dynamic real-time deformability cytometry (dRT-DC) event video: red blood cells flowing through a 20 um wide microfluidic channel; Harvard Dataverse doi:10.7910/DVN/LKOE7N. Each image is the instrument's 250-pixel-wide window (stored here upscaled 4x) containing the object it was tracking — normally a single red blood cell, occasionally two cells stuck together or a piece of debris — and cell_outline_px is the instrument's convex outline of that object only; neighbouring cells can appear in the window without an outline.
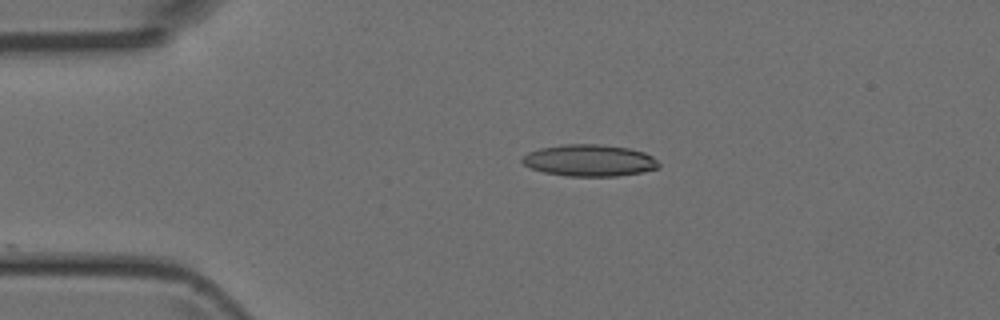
{"species": "Egyptian fruit bat (a non-hibernating species)", "species_latin": "Rousettus aegyptiacus", "temperature_condition": "room temperature", "stored_images_in_passage": 38, "camera_frame_rate_fps": 3000, "um_per_image_px": 0.085, "animal": {"sex": "female"}, "frame": {"image": 1, "passage_image": 1, "time_ms": 0.0, "image_size_px": [1000, 320], "cell_outline_px": [[660, 168], [640, 172], [616, 176], [568, 176], [544, 172], [532, 168], [524, 164], [520, 160], [528, 152], [540, 148], [564, 144], [600, 144], [628, 148], [644, 152], [652, 156], [660, 164]], "centroid_in_image_um": [50.11, 13.63], "position_along_channel_um": 34.9, "area_um2": 25.14}}
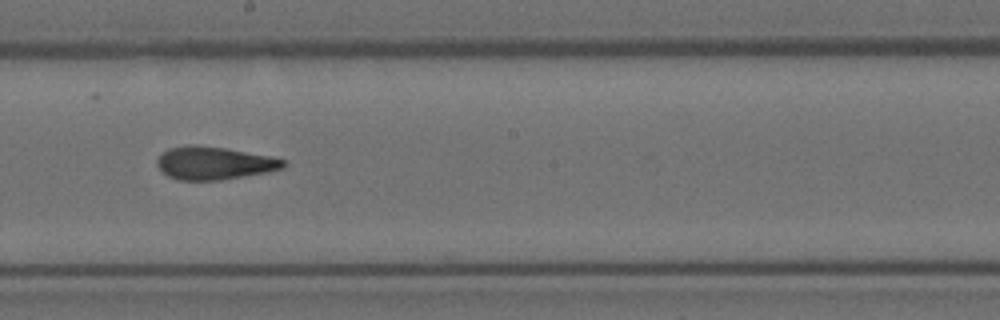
{"frame": {"image": 2, "passage_image": 17, "time_ms": 5.333, "image_size_px": [1000, 320], "cell_outline_px": [[288, 164], [284, 168], [264, 172], [220, 180], [176, 180], [168, 176], [156, 164], [156, 160], [168, 148], [188, 144], [192, 144], [224, 148], [272, 156], [288, 160]], "centroid_in_image_um": [18.22, 13.85], "position_along_channel_um": 230.0, "area_um2": 24.22}}
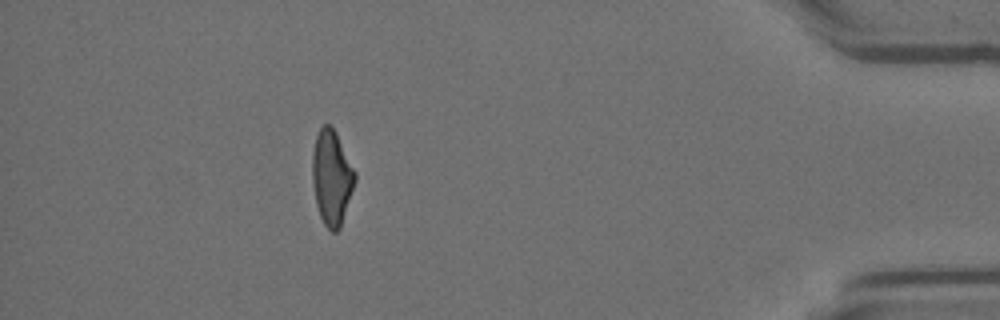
{"frame": {"image": 3, "passage_image": 33, "time_ms": 10.667, "image_size_px": [1000, 320], "cell_outline_px": [[356, 180], [340, 228], [336, 232], [332, 232], [324, 224], [320, 216], [316, 204], [312, 180], [312, 152], [316, 136], [320, 128], [324, 124], [328, 124], [336, 132], [356, 172]], "centroid_in_image_um": [28.19, 15.09], "position_along_channel_um": 407.0, "area_um2": 23.52}}